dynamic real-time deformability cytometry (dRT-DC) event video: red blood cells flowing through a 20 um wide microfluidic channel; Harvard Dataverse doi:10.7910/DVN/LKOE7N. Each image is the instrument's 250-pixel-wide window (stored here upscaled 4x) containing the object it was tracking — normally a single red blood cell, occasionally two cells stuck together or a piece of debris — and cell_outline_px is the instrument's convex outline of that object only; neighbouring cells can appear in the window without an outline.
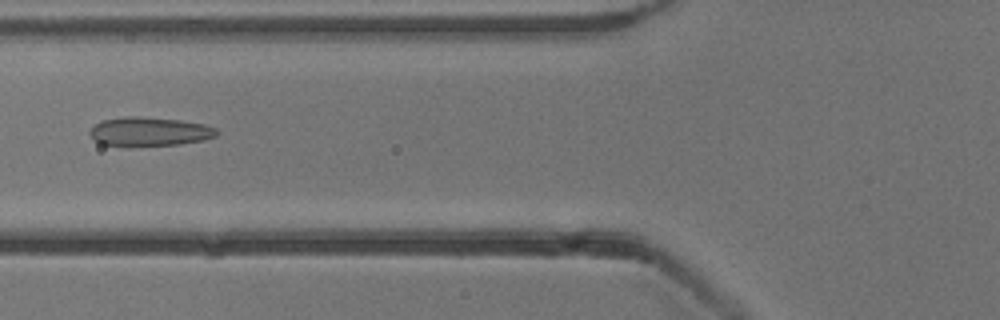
{"species": "common noctule bat (a hibernating species)", "species_latin": "Nyctalus noctula", "temperature_condition": "cold", "stored_images_in_passage": 35, "camera_frame_rate_fps": 3000, "um_per_image_px": 0.085, "animal": {"sex": "male", "body_mass_g": 13.3}, "frame": {"image": 1, "passage_image": 9, "time_ms": 2.667, "image_size_px": [1000, 320], "cell_outline_px": [[220, 132], [216, 136], [204, 140], [180, 144], [100, 144], [88, 132], [96, 124], [104, 120], [124, 116], [132, 116], [180, 120], [204, 124], [216, 128]], "centroid_in_image_um": [12.77, 11.16], "position_along_channel_um": 113.0, "area_um2": 20.69}}
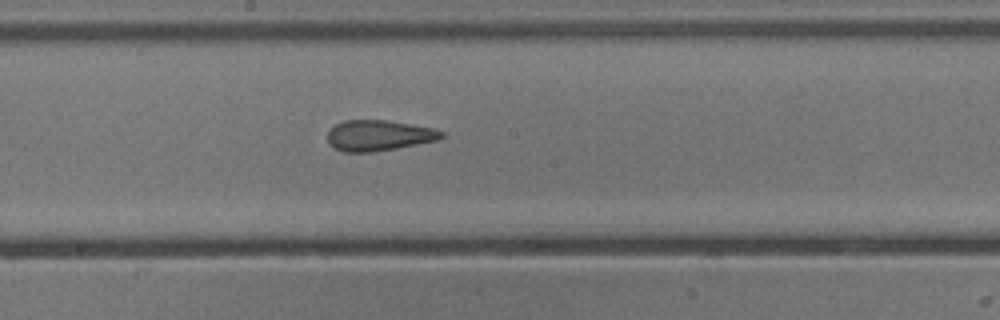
{"frame": {"image": 2, "passage_image": 17, "time_ms": 5.333, "image_size_px": [1000, 320], "cell_outline_px": [[444, 136], [440, 140], [396, 148], [372, 152], [344, 152], [336, 148], [328, 140], [328, 132], [336, 124], [344, 120], [384, 120], [436, 128], [444, 132]], "centroid_in_image_um": [32.25, 11.51], "position_along_channel_um": 215.9, "area_um2": 20.29}}
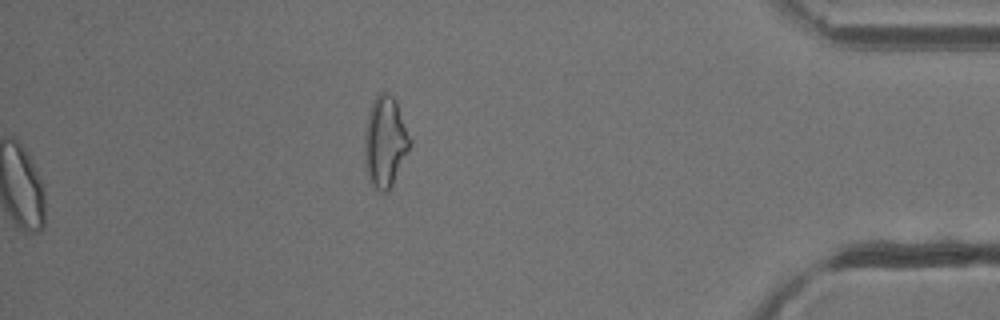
{"frame": {"image": 3, "passage_image": 35, "time_ms": 11.333, "image_size_px": [1000, 320], "cell_outline_px": [[412, 140], [392, 184], [388, 192], [380, 192], [372, 184], [368, 176], [364, 156], [364, 132], [368, 112], [372, 100], [380, 92], [388, 92], [396, 100]], "centroid_in_image_um": [32.71, 11.99], "position_along_channel_um": 402.5, "area_um2": 23.93}, "authors_computed_cell_mechanics": {"area_um2": 21.1548, "velocity_mm_per_s": 3.8484, "shape_relaxation_time_tau1_ms": null, "shape_relaxation_time_tau2_ms": 1.93, "deformation_change_tau1": null, "deformation_change_tau2": 0.121}}